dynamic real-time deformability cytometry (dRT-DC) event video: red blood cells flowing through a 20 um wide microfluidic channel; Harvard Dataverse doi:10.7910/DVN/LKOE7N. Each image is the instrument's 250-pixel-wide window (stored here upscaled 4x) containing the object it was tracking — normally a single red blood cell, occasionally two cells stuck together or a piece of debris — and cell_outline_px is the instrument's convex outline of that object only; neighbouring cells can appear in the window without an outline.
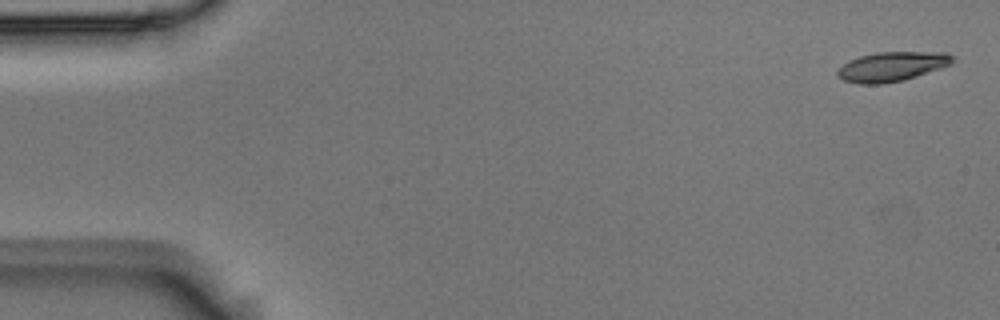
{"species": "Egyptian fruit bat (a non-hibernating species)", "species_latin": "Rousettus aegyptiacus", "temperature_condition": "room temperature", "stored_images_in_passage": 5, "camera_frame_rate_fps": 3000, "um_per_image_px": 0.085, "animal": {"sex": "male"}, "frame": {"image": 1, "passage_image": 1, "time_ms": 0.0, "image_size_px": [1000, 320], "cell_outline_px": [[956, 60], [952, 64], [904, 80], [880, 84], [860, 84], [844, 80], [836, 76], [836, 72], [848, 60], [860, 56], [876, 52], [948, 52], [956, 56]], "centroid_in_image_um": [75.85, 5.64], "position_along_channel_um": 9.1, "area_um2": 19.94}}
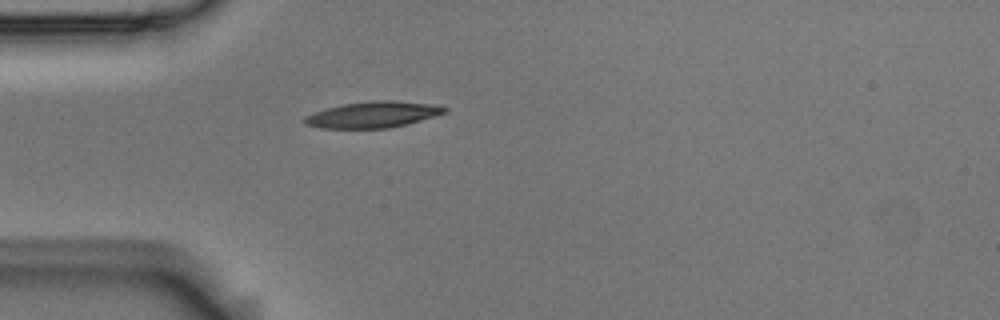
{"frame": {"image": 2, "passage_image": 5, "time_ms": 1.333, "image_size_px": [1000, 320], "cell_outline_px": [[448, 112], [408, 124], [388, 128], [320, 128], [304, 124], [304, 116], [328, 108], [344, 104], [372, 100], [392, 100], [432, 104], [448, 108]], "centroid_in_image_um": [31.73, 9.74], "position_along_channel_um": 53.3, "area_um2": 21.27}}